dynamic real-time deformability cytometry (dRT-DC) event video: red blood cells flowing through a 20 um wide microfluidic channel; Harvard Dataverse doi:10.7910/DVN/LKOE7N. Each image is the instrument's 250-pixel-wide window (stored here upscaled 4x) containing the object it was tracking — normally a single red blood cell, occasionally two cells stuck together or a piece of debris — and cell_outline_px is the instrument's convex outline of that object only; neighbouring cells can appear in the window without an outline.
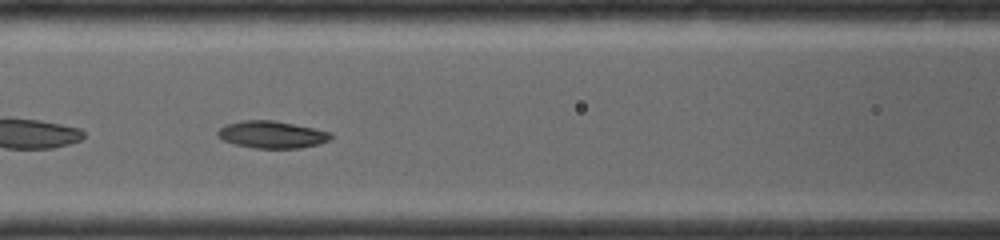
{"species": "common noctule bat (a hibernating species)", "species_latin": "Nyctalus noctula", "temperature_condition": "room temperature", "stored_images_in_passage": 9, "camera_frame_rate_fps": 4000, "um_per_image_px": 0.085, "animal": {"sex": "female", "body_mass_g": 19.0, "forearm_length_mm": 56.7}, "frame": {"image": 1, "passage_image": 6, "time_ms": 4.5, "image_size_px": [1000, 240], "cell_outline_px": [[332, 140], [320, 144], [300, 148], [256, 148], [236, 144], [224, 140], [216, 136], [216, 132], [224, 124], [240, 120], [272, 120], [332, 132]], "centroid_in_image_um": [23.11, 11.44], "position_along_channel_um": 143.5, "area_um2": 17.98}}
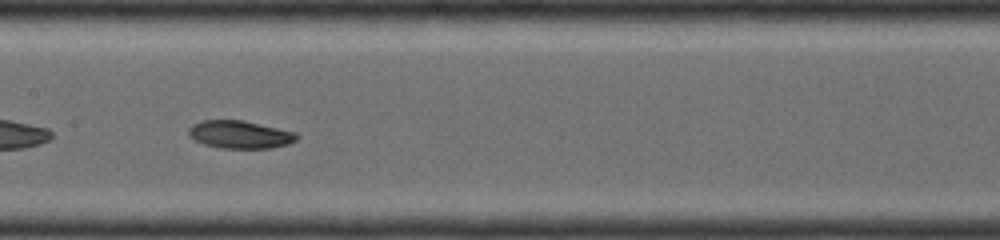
{"frame": {"image": 2, "passage_image": 7, "time_ms": 5.5, "image_size_px": [1000, 240], "cell_outline_px": [[300, 136], [296, 140], [288, 144], [272, 148], [220, 148], [204, 144], [188, 136], [188, 128], [192, 124], [204, 120], [244, 120], [296, 132]], "centroid_in_image_um": [20.4, 11.43], "position_along_channel_um": 187.0, "area_um2": 17.63}}
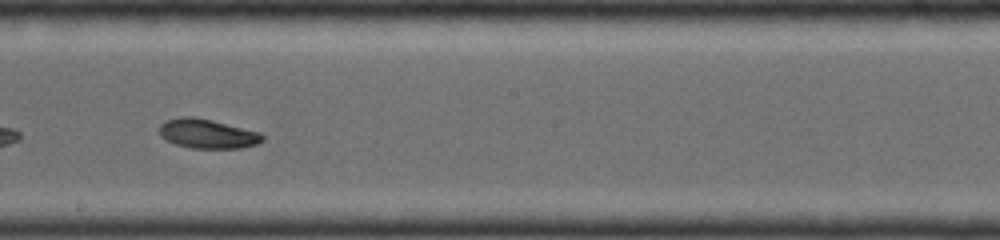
{"frame": {"image": 3, "passage_image": 8, "time_ms": 6.5, "image_size_px": [1000, 240], "cell_outline_px": [[264, 140], [256, 144], [240, 148], [192, 148], [176, 144], [164, 140], [160, 136], [160, 124], [164, 120], [180, 116], [192, 116], [212, 120], [260, 132], [264, 136]], "centroid_in_image_um": [17.6, 11.36], "position_along_channel_um": 230.6, "area_um2": 17.74}}